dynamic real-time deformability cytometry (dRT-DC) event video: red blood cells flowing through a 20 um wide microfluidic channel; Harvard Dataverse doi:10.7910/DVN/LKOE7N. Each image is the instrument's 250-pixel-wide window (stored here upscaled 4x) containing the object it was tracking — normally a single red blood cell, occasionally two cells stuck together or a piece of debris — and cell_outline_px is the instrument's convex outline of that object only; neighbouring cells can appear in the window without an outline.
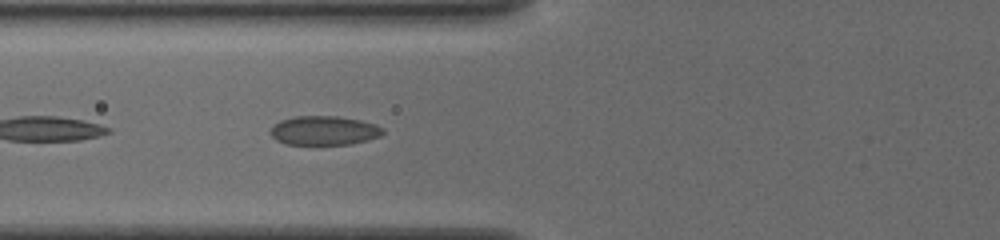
{"species": "common noctule bat (a hibernating species)", "species_latin": "Nyctalus noctula", "temperature_condition": "cold", "stored_images_in_passage": 19, "camera_frame_rate_fps": 3000, "um_per_image_px": 0.085, "animal": {"sex": "female", "body_mass_g": 19.5, "forearm_length_mm": 54.1}, "frame": {"image": 1, "passage_image": 4, "time_ms": 1.0, "image_size_px": [1000, 240], "cell_outline_px": [[384, 132], [380, 136], [368, 140], [352, 144], [284, 144], [276, 140], [272, 136], [272, 124], [280, 120], [296, 116], [336, 116], [360, 120], [376, 124], [384, 128]], "centroid_in_image_um": [27.56, 11.09], "position_along_channel_um": 98.2, "area_um2": 19.13}}